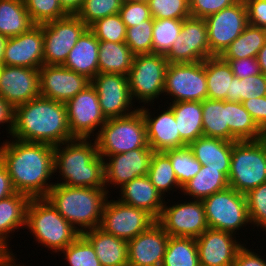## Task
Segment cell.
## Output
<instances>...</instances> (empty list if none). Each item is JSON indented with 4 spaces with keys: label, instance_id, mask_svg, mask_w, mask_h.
<instances>
[{
    "label": "cell",
    "instance_id": "1",
    "mask_svg": "<svg viewBox=\"0 0 266 266\" xmlns=\"http://www.w3.org/2000/svg\"><path fill=\"white\" fill-rule=\"evenodd\" d=\"M0 160L5 165L16 192L30 198H41L46 197L54 185L50 183L54 174L52 145L12 138V141L0 144Z\"/></svg>",
    "mask_w": 266,
    "mask_h": 266
},
{
    "label": "cell",
    "instance_id": "2",
    "mask_svg": "<svg viewBox=\"0 0 266 266\" xmlns=\"http://www.w3.org/2000/svg\"><path fill=\"white\" fill-rule=\"evenodd\" d=\"M11 138L52 146L75 139L65 103L38 96L14 108Z\"/></svg>",
    "mask_w": 266,
    "mask_h": 266
},
{
    "label": "cell",
    "instance_id": "3",
    "mask_svg": "<svg viewBox=\"0 0 266 266\" xmlns=\"http://www.w3.org/2000/svg\"><path fill=\"white\" fill-rule=\"evenodd\" d=\"M93 140L75 138L54 146V173L59 172L63 180L55 184L105 188V160L98 154Z\"/></svg>",
    "mask_w": 266,
    "mask_h": 266
},
{
    "label": "cell",
    "instance_id": "4",
    "mask_svg": "<svg viewBox=\"0 0 266 266\" xmlns=\"http://www.w3.org/2000/svg\"><path fill=\"white\" fill-rule=\"evenodd\" d=\"M108 195L106 188L54 184L46 198L57 212L82 234L100 227L104 206L110 197Z\"/></svg>",
    "mask_w": 266,
    "mask_h": 266
},
{
    "label": "cell",
    "instance_id": "5",
    "mask_svg": "<svg viewBox=\"0 0 266 266\" xmlns=\"http://www.w3.org/2000/svg\"><path fill=\"white\" fill-rule=\"evenodd\" d=\"M35 241L53 252H60L81 234L66 221L46 197L31 198L26 211L25 229Z\"/></svg>",
    "mask_w": 266,
    "mask_h": 266
},
{
    "label": "cell",
    "instance_id": "6",
    "mask_svg": "<svg viewBox=\"0 0 266 266\" xmlns=\"http://www.w3.org/2000/svg\"><path fill=\"white\" fill-rule=\"evenodd\" d=\"M95 133L98 154L103 159L138 148H150L146 123L138 106L130 115L107 119L100 131Z\"/></svg>",
    "mask_w": 266,
    "mask_h": 266
},
{
    "label": "cell",
    "instance_id": "7",
    "mask_svg": "<svg viewBox=\"0 0 266 266\" xmlns=\"http://www.w3.org/2000/svg\"><path fill=\"white\" fill-rule=\"evenodd\" d=\"M266 182V137L235 141L228 175L229 187L247 194Z\"/></svg>",
    "mask_w": 266,
    "mask_h": 266
},
{
    "label": "cell",
    "instance_id": "8",
    "mask_svg": "<svg viewBox=\"0 0 266 266\" xmlns=\"http://www.w3.org/2000/svg\"><path fill=\"white\" fill-rule=\"evenodd\" d=\"M202 202L210 229L235 235L242 226L246 227L247 224H251L245 194L239 193L231 187L212 194Z\"/></svg>",
    "mask_w": 266,
    "mask_h": 266
},
{
    "label": "cell",
    "instance_id": "9",
    "mask_svg": "<svg viewBox=\"0 0 266 266\" xmlns=\"http://www.w3.org/2000/svg\"><path fill=\"white\" fill-rule=\"evenodd\" d=\"M168 61L162 54L135 55L128 74L130 95L133 101L153 103L164 93L165 72ZM152 101V102H151Z\"/></svg>",
    "mask_w": 266,
    "mask_h": 266
},
{
    "label": "cell",
    "instance_id": "10",
    "mask_svg": "<svg viewBox=\"0 0 266 266\" xmlns=\"http://www.w3.org/2000/svg\"><path fill=\"white\" fill-rule=\"evenodd\" d=\"M164 95L174 102L203 101L208 96L205 60L194 63H168ZM166 93V94H165Z\"/></svg>",
    "mask_w": 266,
    "mask_h": 266
},
{
    "label": "cell",
    "instance_id": "11",
    "mask_svg": "<svg viewBox=\"0 0 266 266\" xmlns=\"http://www.w3.org/2000/svg\"><path fill=\"white\" fill-rule=\"evenodd\" d=\"M88 26L77 16L43 24V58L46 65H63L70 50Z\"/></svg>",
    "mask_w": 266,
    "mask_h": 266
},
{
    "label": "cell",
    "instance_id": "12",
    "mask_svg": "<svg viewBox=\"0 0 266 266\" xmlns=\"http://www.w3.org/2000/svg\"><path fill=\"white\" fill-rule=\"evenodd\" d=\"M167 203H164L157 222L169 236L197 239L209 228L202 200L177 202L171 206Z\"/></svg>",
    "mask_w": 266,
    "mask_h": 266
},
{
    "label": "cell",
    "instance_id": "13",
    "mask_svg": "<svg viewBox=\"0 0 266 266\" xmlns=\"http://www.w3.org/2000/svg\"><path fill=\"white\" fill-rule=\"evenodd\" d=\"M157 220L144 209L119 200H108L104 206L100 228L108 234L129 241L147 230Z\"/></svg>",
    "mask_w": 266,
    "mask_h": 266
},
{
    "label": "cell",
    "instance_id": "14",
    "mask_svg": "<svg viewBox=\"0 0 266 266\" xmlns=\"http://www.w3.org/2000/svg\"><path fill=\"white\" fill-rule=\"evenodd\" d=\"M211 56H221L248 25L244 0L205 18Z\"/></svg>",
    "mask_w": 266,
    "mask_h": 266
},
{
    "label": "cell",
    "instance_id": "15",
    "mask_svg": "<svg viewBox=\"0 0 266 266\" xmlns=\"http://www.w3.org/2000/svg\"><path fill=\"white\" fill-rule=\"evenodd\" d=\"M65 105L70 132L74 138L90 139L92 136L93 139L96 129L100 131L101 126L107 121L101 111L98 93L92 84Z\"/></svg>",
    "mask_w": 266,
    "mask_h": 266
},
{
    "label": "cell",
    "instance_id": "16",
    "mask_svg": "<svg viewBox=\"0 0 266 266\" xmlns=\"http://www.w3.org/2000/svg\"><path fill=\"white\" fill-rule=\"evenodd\" d=\"M164 56L168 63H194L211 57L205 19L185 18L180 34Z\"/></svg>",
    "mask_w": 266,
    "mask_h": 266
},
{
    "label": "cell",
    "instance_id": "17",
    "mask_svg": "<svg viewBox=\"0 0 266 266\" xmlns=\"http://www.w3.org/2000/svg\"><path fill=\"white\" fill-rule=\"evenodd\" d=\"M91 84L98 93L101 111L106 119L127 116L137 110L132 107L135 105L130 95L128 76L98 73Z\"/></svg>",
    "mask_w": 266,
    "mask_h": 266
},
{
    "label": "cell",
    "instance_id": "18",
    "mask_svg": "<svg viewBox=\"0 0 266 266\" xmlns=\"http://www.w3.org/2000/svg\"><path fill=\"white\" fill-rule=\"evenodd\" d=\"M91 84L86 76L63 65H46L39 68L40 96L66 103Z\"/></svg>",
    "mask_w": 266,
    "mask_h": 266
},
{
    "label": "cell",
    "instance_id": "19",
    "mask_svg": "<svg viewBox=\"0 0 266 266\" xmlns=\"http://www.w3.org/2000/svg\"><path fill=\"white\" fill-rule=\"evenodd\" d=\"M153 153L154 151L151 147L138 148L105 158L104 174L106 190L109 192L107 188L110 187V184L114 187L118 185L117 188H121L124 184L137 177L146 176Z\"/></svg>",
    "mask_w": 266,
    "mask_h": 266
},
{
    "label": "cell",
    "instance_id": "20",
    "mask_svg": "<svg viewBox=\"0 0 266 266\" xmlns=\"http://www.w3.org/2000/svg\"><path fill=\"white\" fill-rule=\"evenodd\" d=\"M0 96L13 108L40 96L39 69L0 66Z\"/></svg>",
    "mask_w": 266,
    "mask_h": 266
},
{
    "label": "cell",
    "instance_id": "21",
    "mask_svg": "<svg viewBox=\"0 0 266 266\" xmlns=\"http://www.w3.org/2000/svg\"><path fill=\"white\" fill-rule=\"evenodd\" d=\"M3 65L35 69L44 65L43 24H35L28 31L7 39Z\"/></svg>",
    "mask_w": 266,
    "mask_h": 266
},
{
    "label": "cell",
    "instance_id": "22",
    "mask_svg": "<svg viewBox=\"0 0 266 266\" xmlns=\"http://www.w3.org/2000/svg\"><path fill=\"white\" fill-rule=\"evenodd\" d=\"M230 232L208 228L196 239L200 266H233L244 245Z\"/></svg>",
    "mask_w": 266,
    "mask_h": 266
},
{
    "label": "cell",
    "instance_id": "23",
    "mask_svg": "<svg viewBox=\"0 0 266 266\" xmlns=\"http://www.w3.org/2000/svg\"><path fill=\"white\" fill-rule=\"evenodd\" d=\"M169 235L156 221L147 230L127 241L128 266H161Z\"/></svg>",
    "mask_w": 266,
    "mask_h": 266
},
{
    "label": "cell",
    "instance_id": "24",
    "mask_svg": "<svg viewBox=\"0 0 266 266\" xmlns=\"http://www.w3.org/2000/svg\"><path fill=\"white\" fill-rule=\"evenodd\" d=\"M144 107L140 106L138 109L142 112L146 123L148 145L154 152L187 146L180 138L177 122L170 107L167 106V110H163L156 117L151 115L152 111L149 112V108Z\"/></svg>",
    "mask_w": 266,
    "mask_h": 266
},
{
    "label": "cell",
    "instance_id": "25",
    "mask_svg": "<svg viewBox=\"0 0 266 266\" xmlns=\"http://www.w3.org/2000/svg\"><path fill=\"white\" fill-rule=\"evenodd\" d=\"M30 199L28 195L16 192L0 200V254L4 258L10 257L16 261L15 254L8 249V241L10 233L26 225V211Z\"/></svg>",
    "mask_w": 266,
    "mask_h": 266
},
{
    "label": "cell",
    "instance_id": "26",
    "mask_svg": "<svg viewBox=\"0 0 266 266\" xmlns=\"http://www.w3.org/2000/svg\"><path fill=\"white\" fill-rule=\"evenodd\" d=\"M120 202L144 209L156 220L160 217L165 197L151 183L149 177L141 176L124 184L120 190ZM164 199V200H163Z\"/></svg>",
    "mask_w": 266,
    "mask_h": 266
},
{
    "label": "cell",
    "instance_id": "27",
    "mask_svg": "<svg viewBox=\"0 0 266 266\" xmlns=\"http://www.w3.org/2000/svg\"><path fill=\"white\" fill-rule=\"evenodd\" d=\"M99 40L87 28L70 50L63 66L92 80L98 73Z\"/></svg>",
    "mask_w": 266,
    "mask_h": 266
},
{
    "label": "cell",
    "instance_id": "28",
    "mask_svg": "<svg viewBox=\"0 0 266 266\" xmlns=\"http://www.w3.org/2000/svg\"><path fill=\"white\" fill-rule=\"evenodd\" d=\"M82 235L92 244L101 266H128L127 241L106 233L100 227Z\"/></svg>",
    "mask_w": 266,
    "mask_h": 266
},
{
    "label": "cell",
    "instance_id": "29",
    "mask_svg": "<svg viewBox=\"0 0 266 266\" xmlns=\"http://www.w3.org/2000/svg\"><path fill=\"white\" fill-rule=\"evenodd\" d=\"M229 171L230 167L201 165V170L182 187L181 192L191 199L203 200L229 187Z\"/></svg>",
    "mask_w": 266,
    "mask_h": 266
},
{
    "label": "cell",
    "instance_id": "30",
    "mask_svg": "<svg viewBox=\"0 0 266 266\" xmlns=\"http://www.w3.org/2000/svg\"><path fill=\"white\" fill-rule=\"evenodd\" d=\"M181 140L189 146L197 138L203 135L202 102L183 101L169 103Z\"/></svg>",
    "mask_w": 266,
    "mask_h": 266
},
{
    "label": "cell",
    "instance_id": "31",
    "mask_svg": "<svg viewBox=\"0 0 266 266\" xmlns=\"http://www.w3.org/2000/svg\"><path fill=\"white\" fill-rule=\"evenodd\" d=\"M233 141L213 137H199L188 147L201 165L230 167Z\"/></svg>",
    "mask_w": 266,
    "mask_h": 266
},
{
    "label": "cell",
    "instance_id": "32",
    "mask_svg": "<svg viewBox=\"0 0 266 266\" xmlns=\"http://www.w3.org/2000/svg\"><path fill=\"white\" fill-rule=\"evenodd\" d=\"M134 56L125 42L99 41V73H114L128 76Z\"/></svg>",
    "mask_w": 266,
    "mask_h": 266
},
{
    "label": "cell",
    "instance_id": "33",
    "mask_svg": "<svg viewBox=\"0 0 266 266\" xmlns=\"http://www.w3.org/2000/svg\"><path fill=\"white\" fill-rule=\"evenodd\" d=\"M34 25L24 0H0V34L16 37Z\"/></svg>",
    "mask_w": 266,
    "mask_h": 266
},
{
    "label": "cell",
    "instance_id": "34",
    "mask_svg": "<svg viewBox=\"0 0 266 266\" xmlns=\"http://www.w3.org/2000/svg\"><path fill=\"white\" fill-rule=\"evenodd\" d=\"M227 116L230 141L258 140L266 137L241 102L227 101Z\"/></svg>",
    "mask_w": 266,
    "mask_h": 266
},
{
    "label": "cell",
    "instance_id": "35",
    "mask_svg": "<svg viewBox=\"0 0 266 266\" xmlns=\"http://www.w3.org/2000/svg\"><path fill=\"white\" fill-rule=\"evenodd\" d=\"M205 76L207 80L208 99L226 101L227 92L234 74L231 66L221 56L205 59Z\"/></svg>",
    "mask_w": 266,
    "mask_h": 266
},
{
    "label": "cell",
    "instance_id": "36",
    "mask_svg": "<svg viewBox=\"0 0 266 266\" xmlns=\"http://www.w3.org/2000/svg\"><path fill=\"white\" fill-rule=\"evenodd\" d=\"M203 135L230 141L227 101L206 98L202 101Z\"/></svg>",
    "mask_w": 266,
    "mask_h": 266
},
{
    "label": "cell",
    "instance_id": "37",
    "mask_svg": "<svg viewBox=\"0 0 266 266\" xmlns=\"http://www.w3.org/2000/svg\"><path fill=\"white\" fill-rule=\"evenodd\" d=\"M266 43V29L248 24L221 55L223 59L256 58Z\"/></svg>",
    "mask_w": 266,
    "mask_h": 266
},
{
    "label": "cell",
    "instance_id": "38",
    "mask_svg": "<svg viewBox=\"0 0 266 266\" xmlns=\"http://www.w3.org/2000/svg\"><path fill=\"white\" fill-rule=\"evenodd\" d=\"M161 266H200L196 239L169 236Z\"/></svg>",
    "mask_w": 266,
    "mask_h": 266
},
{
    "label": "cell",
    "instance_id": "39",
    "mask_svg": "<svg viewBox=\"0 0 266 266\" xmlns=\"http://www.w3.org/2000/svg\"><path fill=\"white\" fill-rule=\"evenodd\" d=\"M151 183L163 195L174 188L182 187L175 176L171 161L164 152H154L147 173Z\"/></svg>",
    "mask_w": 266,
    "mask_h": 266
},
{
    "label": "cell",
    "instance_id": "40",
    "mask_svg": "<svg viewBox=\"0 0 266 266\" xmlns=\"http://www.w3.org/2000/svg\"><path fill=\"white\" fill-rule=\"evenodd\" d=\"M266 96V76L263 73L239 79L233 78L226 101L243 102L245 100Z\"/></svg>",
    "mask_w": 266,
    "mask_h": 266
},
{
    "label": "cell",
    "instance_id": "41",
    "mask_svg": "<svg viewBox=\"0 0 266 266\" xmlns=\"http://www.w3.org/2000/svg\"><path fill=\"white\" fill-rule=\"evenodd\" d=\"M184 19H154L152 53L165 55L181 32Z\"/></svg>",
    "mask_w": 266,
    "mask_h": 266
},
{
    "label": "cell",
    "instance_id": "42",
    "mask_svg": "<svg viewBox=\"0 0 266 266\" xmlns=\"http://www.w3.org/2000/svg\"><path fill=\"white\" fill-rule=\"evenodd\" d=\"M169 157L179 185L183 187L200 170L201 163L194 157L192 150L186 146L164 151Z\"/></svg>",
    "mask_w": 266,
    "mask_h": 266
},
{
    "label": "cell",
    "instance_id": "43",
    "mask_svg": "<svg viewBox=\"0 0 266 266\" xmlns=\"http://www.w3.org/2000/svg\"><path fill=\"white\" fill-rule=\"evenodd\" d=\"M99 41L122 43L126 40V25L119 13L96 20L88 27Z\"/></svg>",
    "mask_w": 266,
    "mask_h": 266
},
{
    "label": "cell",
    "instance_id": "44",
    "mask_svg": "<svg viewBox=\"0 0 266 266\" xmlns=\"http://www.w3.org/2000/svg\"><path fill=\"white\" fill-rule=\"evenodd\" d=\"M154 18L144 20L136 26L127 27L126 45L134 55L152 53V31Z\"/></svg>",
    "mask_w": 266,
    "mask_h": 266
},
{
    "label": "cell",
    "instance_id": "45",
    "mask_svg": "<svg viewBox=\"0 0 266 266\" xmlns=\"http://www.w3.org/2000/svg\"><path fill=\"white\" fill-rule=\"evenodd\" d=\"M60 252L69 266H101L92 244L82 234Z\"/></svg>",
    "mask_w": 266,
    "mask_h": 266
},
{
    "label": "cell",
    "instance_id": "46",
    "mask_svg": "<svg viewBox=\"0 0 266 266\" xmlns=\"http://www.w3.org/2000/svg\"><path fill=\"white\" fill-rule=\"evenodd\" d=\"M24 2L32 22L37 25L68 16L59 0H24Z\"/></svg>",
    "mask_w": 266,
    "mask_h": 266
},
{
    "label": "cell",
    "instance_id": "47",
    "mask_svg": "<svg viewBox=\"0 0 266 266\" xmlns=\"http://www.w3.org/2000/svg\"><path fill=\"white\" fill-rule=\"evenodd\" d=\"M124 0H84L77 16L89 27L96 20L119 13Z\"/></svg>",
    "mask_w": 266,
    "mask_h": 266
},
{
    "label": "cell",
    "instance_id": "48",
    "mask_svg": "<svg viewBox=\"0 0 266 266\" xmlns=\"http://www.w3.org/2000/svg\"><path fill=\"white\" fill-rule=\"evenodd\" d=\"M148 4L154 19H185L191 16L189 0H150Z\"/></svg>",
    "mask_w": 266,
    "mask_h": 266
},
{
    "label": "cell",
    "instance_id": "49",
    "mask_svg": "<svg viewBox=\"0 0 266 266\" xmlns=\"http://www.w3.org/2000/svg\"><path fill=\"white\" fill-rule=\"evenodd\" d=\"M251 224L266 232V182L245 194Z\"/></svg>",
    "mask_w": 266,
    "mask_h": 266
},
{
    "label": "cell",
    "instance_id": "50",
    "mask_svg": "<svg viewBox=\"0 0 266 266\" xmlns=\"http://www.w3.org/2000/svg\"><path fill=\"white\" fill-rule=\"evenodd\" d=\"M121 20L127 27L138 25L151 18L149 4L141 2L124 1L119 11Z\"/></svg>",
    "mask_w": 266,
    "mask_h": 266
},
{
    "label": "cell",
    "instance_id": "51",
    "mask_svg": "<svg viewBox=\"0 0 266 266\" xmlns=\"http://www.w3.org/2000/svg\"><path fill=\"white\" fill-rule=\"evenodd\" d=\"M240 0H189L190 15L196 18H206L224 8H228Z\"/></svg>",
    "mask_w": 266,
    "mask_h": 266
},
{
    "label": "cell",
    "instance_id": "52",
    "mask_svg": "<svg viewBox=\"0 0 266 266\" xmlns=\"http://www.w3.org/2000/svg\"><path fill=\"white\" fill-rule=\"evenodd\" d=\"M231 66L235 77L239 79L247 76L258 75L261 73L257 58H241V59H224Z\"/></svg>",
    "mask_w": 266,
    "mask_h": 266
},
{
    "label": "cell",
    "instance_id": "53",
    "mask_svg": "<svg viewBox=\"0 0 266 266\" xmlns=\"http://www.w3.org/2000/svg\"><path fill=\"white\" fill-rule=\"evenodd\" d=\"M258 127L266 134V96L256 97L242 102Z\"/></svg>",
    "mask_w": 266,
    "mask_h": 266
},
{
    "label": "cell",
    "instance_id": "54",
    "mask_svg": "<svg viewBox=\"0 0 266 266\" xmlns=\"http://www.w3.org/2000/svg\"><path fill=\"white\" fill-rule=\"evenodd\" d=\"M248 24L266 29V0H244Z\"/></svg>",
    "mask_w": 266,
    "mask_h": 266
},
{
    "label": "cell",
    "instance_id": "55",
    "mask_svg": "<svg viewBox=\"0 0 266 266\" xmlns=\"http://www.w3.org/2000/svg\"><path fill=\"white\" fill-rule=\"evenodd\" d=\"M242 246L236 256L233 266H266V260L261 255Z\"/></svg>",
    "mask_w": 266,
    "mask_h": 266
},
{
    "label": "cell",
    "instance_id": "56",
    "mask_svg": "<svg viewBox=\"0 0 266 266\" xmlns=\"http://www.w3.org/2000/svg\"><path fill=\"white\" fill-rule=\"evenodd\" d=\"M0 124H7L8 134H12L14 128V108L0 96Z\"/></svg>",
    "mask_w": 266,
    "mask_h": 266
},
{
    "label": "cell",
    "instance_id": "57",
    "mask_svg": "<svg viewBox=\"0 0 266 266\" xmlns=\"http://www.w3.org/2000/svg\"><path fill=\"white\" fill-rule=\"evenodd\" d=\"M15 193L16 191L12 185L11 177L9 176L5 165L0 160V200Z\"/></svg>",
    "mask_w": 266,
    "mask_h": 266
},
{
    "label": "cell",
    "instance_id": "58",
    "mask_svg": "<svg viewBox=\"0 0 266 266\" xmlns=\"http://www.w3.org/2000/svg\"><path fill=\"white\" fill-rule=\"evenodd\" d=\"M59 3L68 15H77L83 6L84 0H59Z\"/></svg>",
    "mask_w": 266,
    "mask_h": 266
},
{
    "label": "cell",
    "instance_id": "59",
    "mask_svg": "<svg viewBox=\"0 0 266 266\" xmlns=\"http://www.w3.org/2000/svg\"><path fill=\"white\" fill-rule=\"evenodd\" d=\"M256 58L260 66L261 73H263L266 76V43L260 49Z\"/></svg>",
    "mask_w": 266,
    "mask_h": 266
},
{
    "label": "cell",
    "instance_id": "60",
    "mask_svg": "<svg viewBox=\"0 0 266 266\" xmlns=\"http://www.w3.org/2000/svg\"><path fill=\"white\" fill-rule=\"evenodd\" d=\"M7 39H8L7 37L0 34V66L3 65L4 50H5Z\"/></svg>",
    "mask_w": 266,
    "mask_h": 266
},
{
    "label": "cell",
    "instance_id": "61",
    "mask_svg": "<svg viewBox=\"0 0 266 266\" xmlns=\"http://www.w3.org/2000/svg\"><path fill=\"white\" fill-rule=\"evenodd\" d=\"M16 261L14 259L8 257V258H3L0 261V266H21L20 264H16Z\"/></svg>",
    "mask_w": 266,
    "mask_h": 266
},
{
    "label": "cell",
    "instance_id": "62",
    "mask_svg": "<svg viewBox=\"0 0 266 266\" xmlns=\"http://www.w3.org/2000/svg\"><path fill=\"white\" fill-rule=\"evenodd\" d=\"M124 1H132V2L149 3V1H150V0H124Z\"/></svg>",
    "mask_w": 266,
    "mask_h": 266
}]
</instances>
